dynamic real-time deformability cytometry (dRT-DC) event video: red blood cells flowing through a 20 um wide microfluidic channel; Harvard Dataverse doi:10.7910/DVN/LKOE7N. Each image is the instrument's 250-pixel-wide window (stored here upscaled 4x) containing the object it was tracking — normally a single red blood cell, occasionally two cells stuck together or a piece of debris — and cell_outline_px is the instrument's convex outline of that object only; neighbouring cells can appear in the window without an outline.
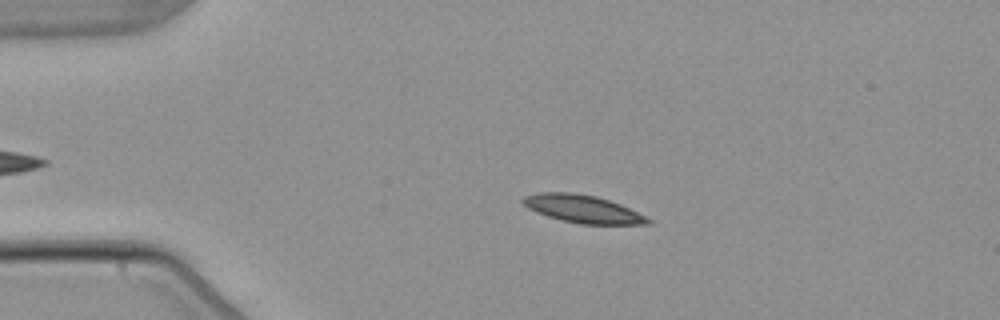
{"species": "common noctule bat (a hibernating species)", "species_latin": "Nyctalus noctula", "temperature_condition": "warm", "stored_images_in_passage": 4, "camera_frame_rate_fps": 3000, "um_per_image_px": 0.085, "animal": {"sex": "male", "body_mass_g": 21.5, "forearm_length_mm": 52.0}, "frame": {"image": 1, "passage_image": 3, "time_ms": 2.333, "image_size_px": [1000, 320], "cell_outline_px": [[652, 224], [580, 224], [560, 220], [536, 212], [528, 208], [520, 200], [524, 196], [536, 192], [572, 192], [596, 196], [620, 204], [652, 220]], "centroid_in_image_um": [49.49, 17.75], "position_along_channel_um": 35.5, "area_um2": 20.17}}